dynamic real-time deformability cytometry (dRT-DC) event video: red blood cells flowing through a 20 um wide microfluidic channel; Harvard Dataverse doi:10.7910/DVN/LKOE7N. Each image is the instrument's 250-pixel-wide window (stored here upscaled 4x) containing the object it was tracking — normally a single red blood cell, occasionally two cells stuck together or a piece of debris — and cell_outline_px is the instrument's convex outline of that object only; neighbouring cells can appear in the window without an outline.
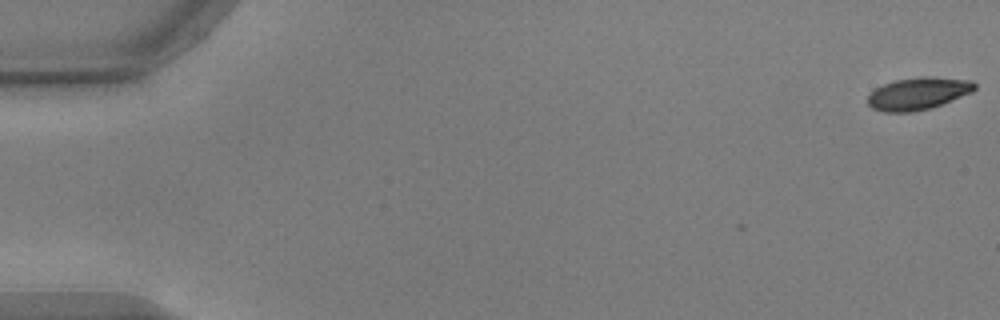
{"species": "common noctule bat (a hibernating species)", "species_latin": "Nyctalus noctula", "temperature_condition": "warm", "stored_images_in_passage": 3, "camera_frame_rate_fps": 3000, "um_per_image_px": 0.085, "animal": {"sex": "male", "body_mass_g": 17.9, "forearm_length_mm": 54.2}, "frame": {"image": 1, "passage_image": 1, "time_ms": 0.0, "image_size_px": [1000, 320], "cell_outline_px": [[976, 88], [972, 92], [932, 108], [912, 112], [884, 112], [872, 108], [868, 104], [868, 96], [876, 88], [884, 84], [896, 80], [924, 76], [972, 80], [976, 84]], "centroid_in_image_um": [78.05, 7.96], "position_along_channel_um": 6.9, "area_um2": 20.06}}